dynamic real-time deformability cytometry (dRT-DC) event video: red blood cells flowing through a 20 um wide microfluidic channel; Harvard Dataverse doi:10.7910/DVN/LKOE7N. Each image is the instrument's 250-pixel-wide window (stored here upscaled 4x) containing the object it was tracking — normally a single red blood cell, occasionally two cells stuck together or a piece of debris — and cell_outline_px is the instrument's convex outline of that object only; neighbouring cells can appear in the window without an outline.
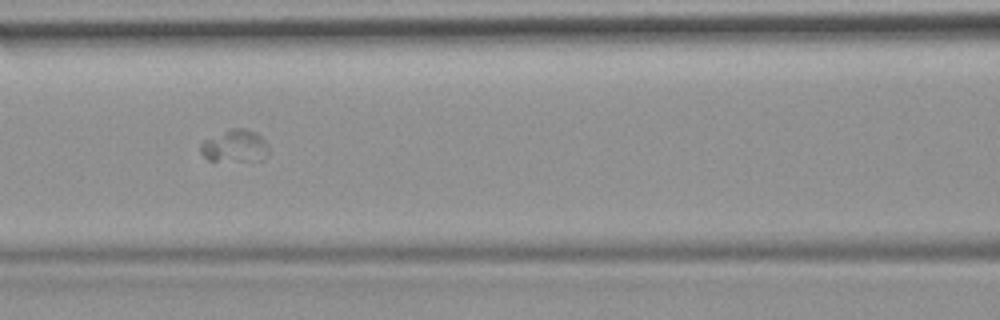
{"species": "common noctule bat (a hibernating species)", "species_latin": "Nyctalus noctula", "temperature_condition": "room temperature", "stored_images_in_passage": 9, "camera_frame_rate_fps": 3000, "um_per_image_px": 0.085, "animal": {"sex": "female", "body_mass_g": 19.9}, "frame": {"image": 1, "passage_image": 7, "time_ms": 2.0, "image_size_px": [1000, 320], "cell_outline_px": [[268, 156], [264, 160], [208, 160], [200, 152], [200, 144], [204, 140], [232, 128], [244, 128], [256, 132], [268, 144]], "centroid_in_image_um": [19.99, 12.41], "position_along_channel_um": 146.6, "area_um2": 12.77}}
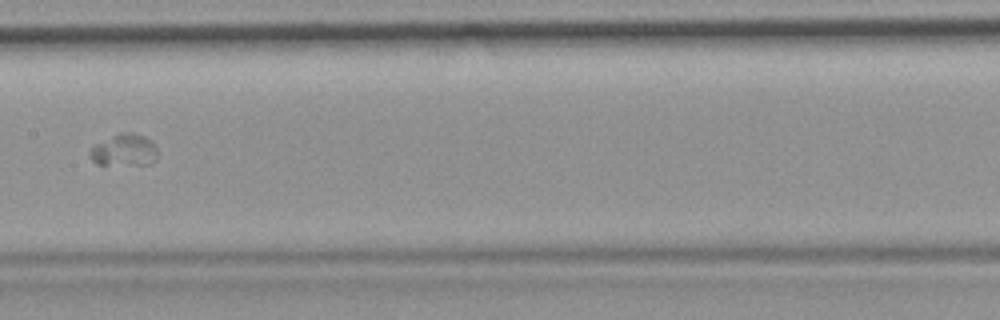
{"frame": {"image": 2, "passage_image": 8, "time_ms": 2.333, "image_size_px": [1000, 320], "cell_outline_px": [[156, 160], [148, 164], [96, 164], [88, 156], [88, 152], [96, 144], [120, 132], [132, 132], [144, 136], [152, 140], [156, 148]], "centroid_in_image_um": [10.55, 12.75], "position_along_channel_um": 196.8, "area_um2": 12.54}}